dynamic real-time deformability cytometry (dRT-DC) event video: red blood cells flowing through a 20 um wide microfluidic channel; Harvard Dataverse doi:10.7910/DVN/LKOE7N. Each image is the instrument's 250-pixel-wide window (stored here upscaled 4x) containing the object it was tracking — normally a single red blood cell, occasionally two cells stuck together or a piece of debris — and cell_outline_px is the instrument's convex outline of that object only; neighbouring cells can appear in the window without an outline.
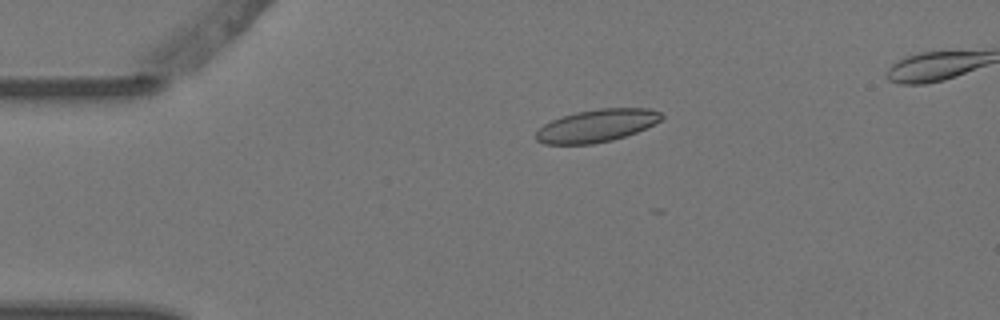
{"species": "Egyptian fruit bat (a non-hibernating species)", "species_latin": "Rousettus aegyptiacus", "temperature_condition": "warm", "stored_images_in_passage": 5, "camera_frame_rate_fps": 3000, "um_per_image_px": 0.085, "animal": {"sex": "female"}, "frame": {"image": 1, "passage_image": 3, "time_ms": 0.667, "image_size_px": [1000, 320], "cell_outline_px": [[664, 116], [660, 120], [636, 132], [612, 140], [592, 144], [544, 144], [536, 140], [536, 132], [544, 124], [552, 120], [576, 112], [600, 108], [648, 108], [660, 112]], "centroid_in_image_um": [50.71, 10.68], "position_along_channel_um": 34.3, "area_um2": 23.58}}